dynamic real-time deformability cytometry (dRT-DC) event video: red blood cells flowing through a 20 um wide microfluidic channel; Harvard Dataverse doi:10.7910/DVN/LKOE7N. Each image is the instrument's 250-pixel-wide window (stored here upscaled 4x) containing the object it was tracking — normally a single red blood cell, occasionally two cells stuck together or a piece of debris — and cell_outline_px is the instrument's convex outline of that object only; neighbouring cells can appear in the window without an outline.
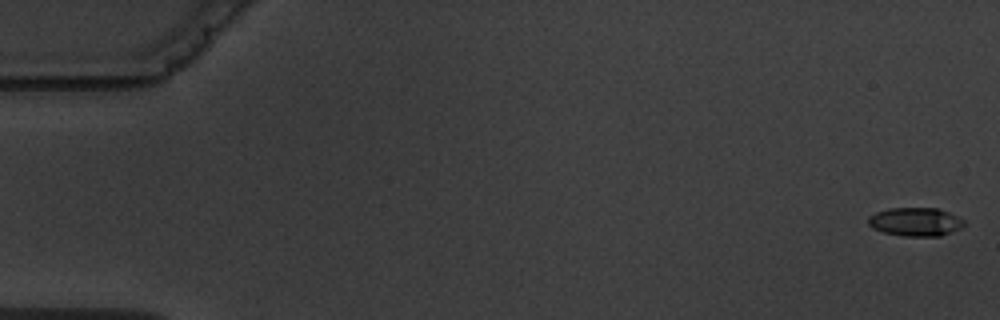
{"species": "common noctule bat (a hibernating species)", "species_latin": "Nyctalus noctula", "temperature_condition": "warm", "stored_images_in_passage": 6, "camera_frame_rate_fps": 3000, "um_per_image_px": 0.085, "animal": {"sex": "male", "body_mass_g": 19.5, "forearm_length_mm": 54.6}, "frame": {"image": 1, "passage_image": 1, "time_ms": 0.0, "image_size_px": [1000, 320], "cell_outline_px": [[964, 224], [960, 228], [940, 236], [904, 236], [884, 232], [872, 228], [868, 224], [868, 216], [876, 212], [888, 208], [936, 208], [948, 212], [964, 220]], "centroid_in_image_um": [77.78, 18.85], "position_along_channel_um": 7.2, "area_um2": 15.84}}
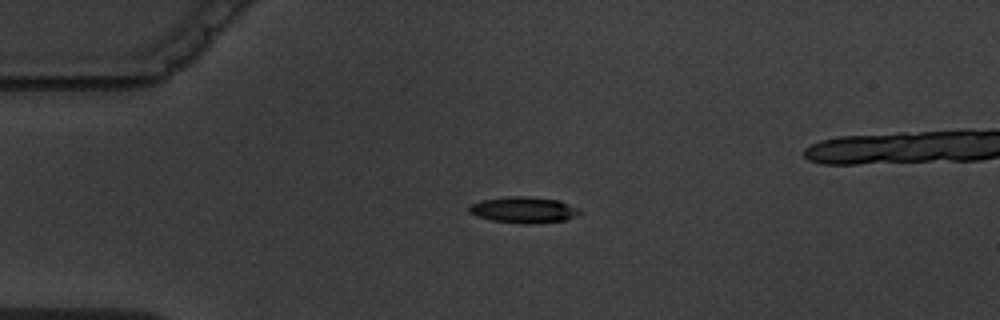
{"frame": {"image": 2, "passage_image": 4, "time_ms": 4.333, "image_size_px": [1000, 320], "cell_outline_px": [[584, 212], [576, 216], [564, 220], [528, 224], [520, 224], [492, 220], [476, 216], [468, 212], [468, 204], [480, 200], [508, 196], [528, 196], [560, 200], [580, 208]], "centroid_in_image_um": [44.51, 17.83], "position_along_channel_um": 40.5, "area_um2": 17.22}}
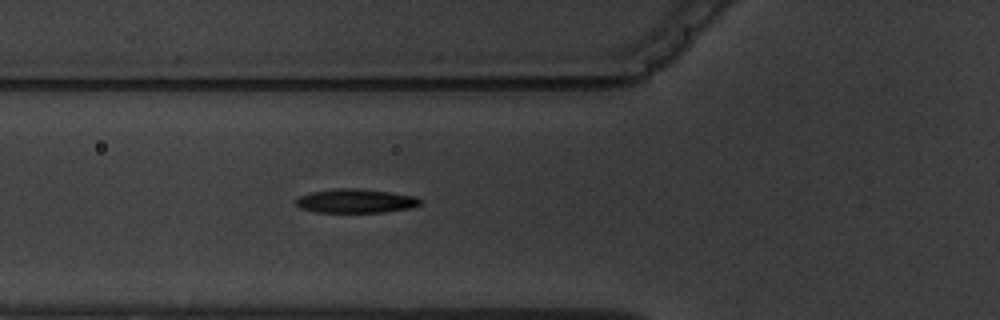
{"frame": {"image": 3, "passage_image": 6, "time_ms": 6.667, "image_size_px": [1000, 320], "cell_outline_px": [[424, 200], [420, 204], [412, 208], [384, 212], [316, 212], [300, 208], [296, 204], [296, 200], [300, 196], [312, 192], [336, 188], [356, 188], [388, 192], [416, 196]], "centroid_in_image_um": [30.27, 17.08], "position_along_channel_um": 95.5, "area_um2": 17.34}}